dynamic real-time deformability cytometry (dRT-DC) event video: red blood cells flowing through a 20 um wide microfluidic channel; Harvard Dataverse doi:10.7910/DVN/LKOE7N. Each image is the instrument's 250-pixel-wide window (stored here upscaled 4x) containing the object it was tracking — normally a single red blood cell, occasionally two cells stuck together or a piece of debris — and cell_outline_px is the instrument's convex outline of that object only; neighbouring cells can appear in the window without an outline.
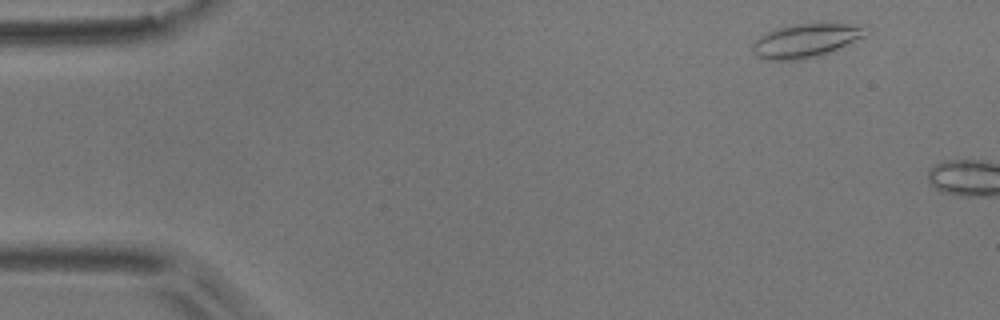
{"species": "common noctule bat (a hibernating species)", "species_latin": "Nyctalus noctula", "temperature_condition": "room temperature", "stored_images_in_passage": 2, "camera_frame_rate_fps": 3000, "um_per_image_px": 0.085, "animal": {"sex": "male", "body_mass_g": 17.9}, "frame": {"image": 1, "passage_image": 1, "time_ms": 0.0, "image_size_px": [1000, 320], "cell_outline_px": [[872, 32], [864, 36], [828, 52], [804, 60], [764, 60], [756, 56], [752, 52], [752, 44], [760, 36], [776, 28], [792, 24], [868, 24]], "centroid_in_image_um": [68.51, 3.44], "position_along_channel_um": 16.5, "area_um2": 22.37}}